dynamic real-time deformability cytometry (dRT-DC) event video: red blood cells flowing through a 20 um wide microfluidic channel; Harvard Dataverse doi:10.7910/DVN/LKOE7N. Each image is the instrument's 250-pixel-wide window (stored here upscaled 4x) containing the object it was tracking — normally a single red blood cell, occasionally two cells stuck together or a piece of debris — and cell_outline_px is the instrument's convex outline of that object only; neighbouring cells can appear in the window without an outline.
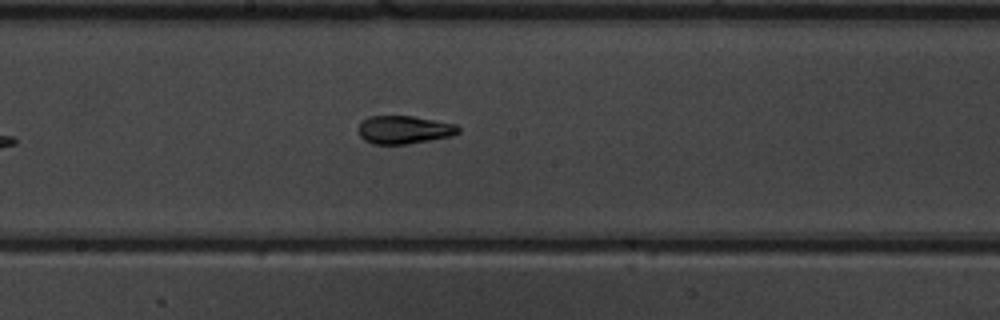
{"species": "common noctule bat (a hibernating species)", "species_latin": "Nyctalus noctula", "temperature_condition": "warm", "stored_images_in_passage": 8, "camera_frame_rate_fps": 3000, "um_per_image_px": 0.085, "animal": {"sex": "male", "body_mass_g": 19.5, "forearm_length_mm": 54.6}, "frame": {"image": 1, "passage_image": 8, "time_ms": 9.0, "image_size_px": [1000, 320], "cell_outline_px": [[460, 132], [452, 136], [408, 144], [372, 144], [364, 140], [360, 136], [356, 128], [360, 120], [368, 116], [412, 116], [456, 124], [460, 128]], "centroid_in_image_um": [34.3, 11.02], "position_along_channel_um": 213.9, "area_um2": 16.65}}